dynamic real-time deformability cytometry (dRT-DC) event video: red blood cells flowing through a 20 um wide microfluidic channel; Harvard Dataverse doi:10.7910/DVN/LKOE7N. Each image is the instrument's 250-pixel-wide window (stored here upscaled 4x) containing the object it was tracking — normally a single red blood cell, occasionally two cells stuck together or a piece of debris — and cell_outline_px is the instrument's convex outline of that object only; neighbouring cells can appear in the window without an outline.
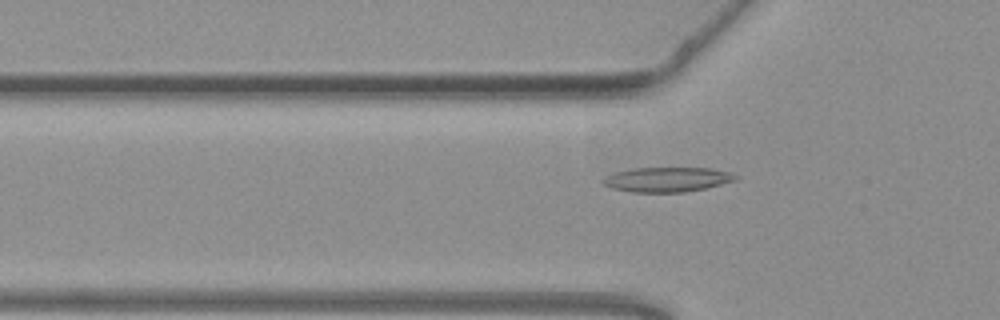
{"species": "common noctule bat (a hibernating species)", "species_latin": "Nyctalus noctula", "temperature_condition": "warm", "stored_images_in_passage": 55, "camera_frame_rate_fps": 3000, "um_per_image_px": 0.085, "animal": {"sex": "female", "body_mass_g": 19.3, "forearm_length_mm": 54.1}, "frame": {"image": 1, "passage_image": 18, "time_ms": 5.667, "image_size_px": [1000, 320], "cell_outline_px": [[740, 176], [736, 180], [704, 188], [684, 192], [632, 192], [612, 188], [604, 184], [600, 180], [604, 176], [616, 172], [632, 168], [712, 168], [728, 172]], "centroid_in_image_um": [56.68, 15.25], "position_along_channel_um": 69.1, "area_um2": 19.02}}
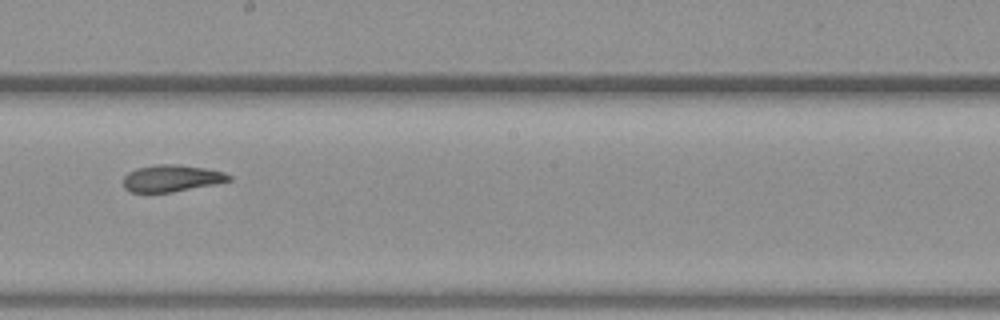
{"frame": {"image": 2, "passage_image": 31, "time_ms": 10.0, "image_size_px": [1000, 320], "cell_outline_px": [[232, 180], [216, 184], [172, 192], [132, 192], [124, 188], [124, 176], [128, 172], [136, 168], [156, 164], [180, 164], [204, 168], [224, 172], [232, 176]], "centroid_in_image_um": [14.6, 15.14], "position_along_channel_um": 233.6, "area_um2": 16.59}}
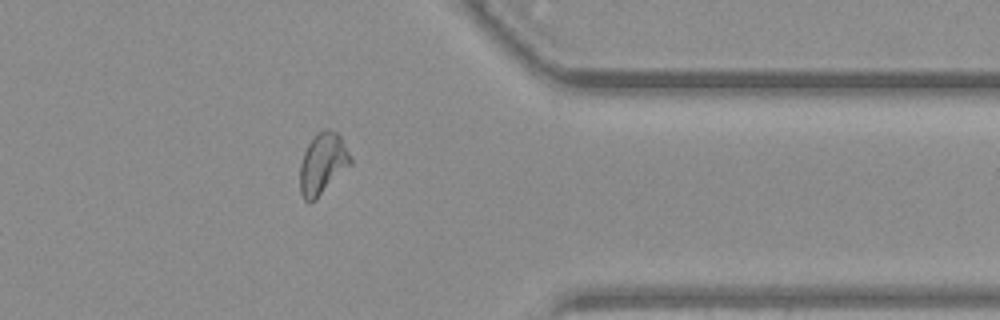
{"frame": {"image": 3, "passage_image": 44, "time_ms": 14.333, "image_size_px": [1000, 320], "cell_outline_px": [[352, 164], [316, 200], [308, 204], [304, 200], [300, 192], [300, 164], [304, 152], [308, 144], [316, 132], [324, 128], [328, 128], [336, 132], [340, 136], [352, 160]], "centroid_in_image_um": [27.42, 13.93], "position_along_channel_um": 384.0, "area_um2": 18.26}}